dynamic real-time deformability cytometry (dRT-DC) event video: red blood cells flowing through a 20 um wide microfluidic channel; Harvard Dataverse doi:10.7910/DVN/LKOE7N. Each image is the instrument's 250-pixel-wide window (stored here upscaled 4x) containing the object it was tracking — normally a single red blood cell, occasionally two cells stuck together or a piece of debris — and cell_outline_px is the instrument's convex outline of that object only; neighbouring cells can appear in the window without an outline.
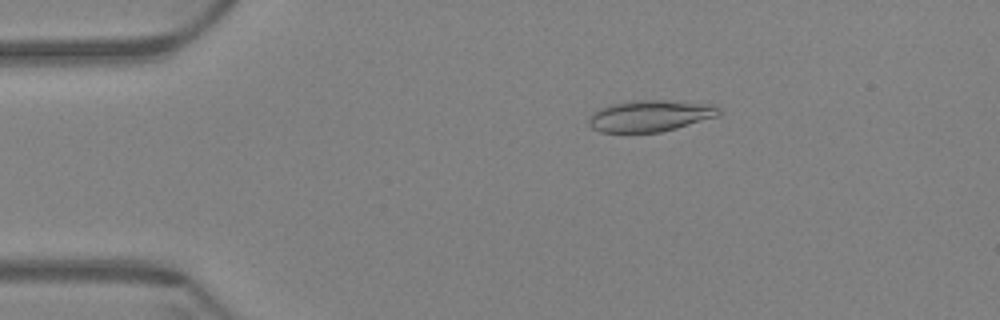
{"species": "Egyptian fruit bat (a non-hibernating species)", "species_latin": "Rousettus aegyptiacus", "temperature_condition": "warm", "stored_images_in_passage": 60, "camera_frame_rate_fps": 3000, "um_per_image_px": 0.085, "animal": {"sex": "female"}, "frame": {"image": 1, "passage_image": 11, "time_ms": 3.333, "image_size_px": [1000, 320], "cell_outline_px": [[720, 112], [716, 116], [676, 128], [660, 132], [600, 132], [592, 128], [588, 124], [588, 120], [592, 112], [596, 108], [608, 104], [624, 100], [672, 100], [716, 104], [720, 108]], "centroid_in_image_um": [55.21, 9.82], "position_along_channel_um": 29.8, "area_um2": 24.28}}
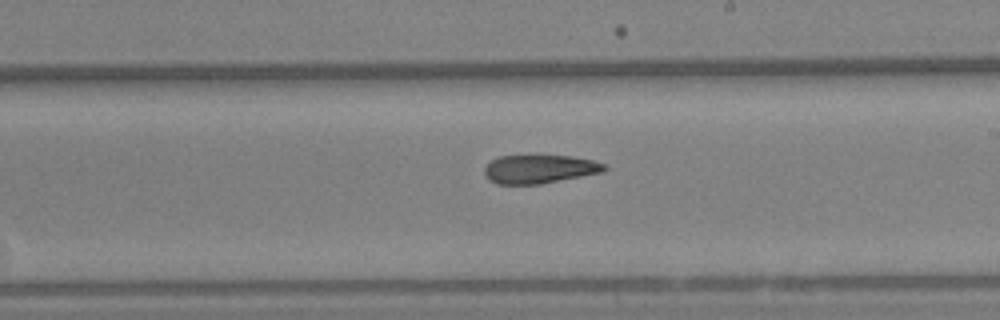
{"frame": {"image": 2, "passage_image": 35, "time_ms": 11.333, "image_size_px": [1000, 320], "cell_outline_px": [[608, 168], [604, 172], [540, 184], [496, 184], [488, 180], [484, 176], [484, 168], [492, 160], [500, 156], [572, 156], [592, 160], [604, 164]], "centroid_in_image_um": [45.85, 14.38], "position_along_channel_um": 243.2, "area_um2": 19.94}}
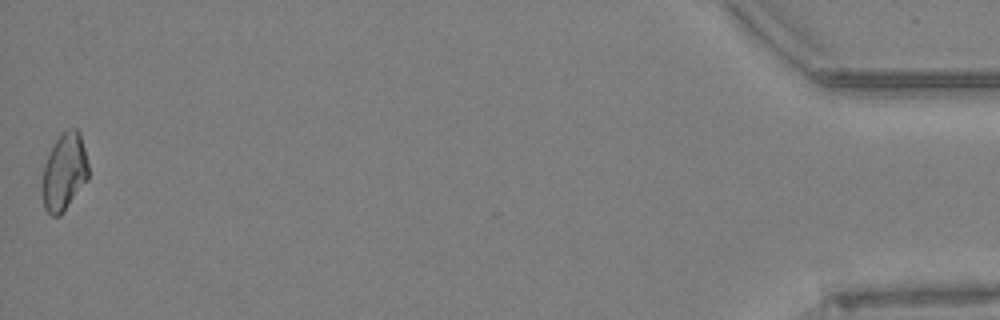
{"frame": {"image": 3, "passage_image": 60, "time_ms": 19.667, "image_size_px": [1000, 320], "cell_outline_px": [[88, 180], [64, 212], [60, 216], [52, 216], [44, 208], [40, 188], [44, 164], [56, 140], [68, 128], [76, 128], [80, 132], [88, 164]], "centroid_in_image_um": [5.45, 14.67], "position_along_channel_um": 429.8, "area_um2": 21.04}, "authors_computed_cell_mechanics": {"area_um2": 21.1259, "velocity_mm_per_s": 3.3789, "shape_relaxation_time_tau1_ms": null, "shape_relaxation_time_tau2_ms": 4.7721, "deformation_change_tau1": null, "deformation_change_tau2": 0.1184}}